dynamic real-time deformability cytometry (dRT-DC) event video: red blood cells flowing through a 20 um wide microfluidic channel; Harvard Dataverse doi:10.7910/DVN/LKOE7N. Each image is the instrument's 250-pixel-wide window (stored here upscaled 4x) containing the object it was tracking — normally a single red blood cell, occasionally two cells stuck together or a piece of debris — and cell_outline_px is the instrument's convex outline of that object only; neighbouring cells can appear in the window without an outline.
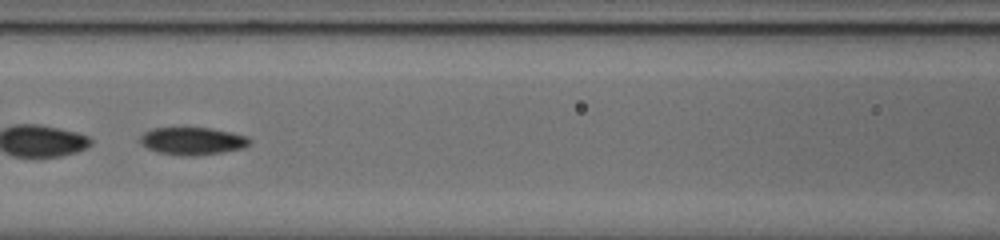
{"species": "common noctule bat (a hibernating species)", "species_latin": "Nyctalus noctula", "temperature_condition": "cold", "stored_images_in_passage": 49, "segment_of_instrument_passage": [2, 2], "camera_frame_rate_fps": 3000, "um_per_image_px": 0.085, "animal": {"sex": "male", "body_mass_g": 20.0, "forearm_length_mm": 53.3}, "frame": {"image": 1, "passage_image": 21, "time_ms": 6.667, "image_size_px": [1000, 240], "cell_outline_px": [[252, 140], [244, 148], [196, 156], [180, 156], [156, 152], [140, 144], [140, 136], [144, 132], [152, 128], [212, 128], [232, 132], [248, 136]], "centroid_in_image_um": [16.35, 11.99], "position_along_channel_um": 150.2, "area_um2": 17.74}}
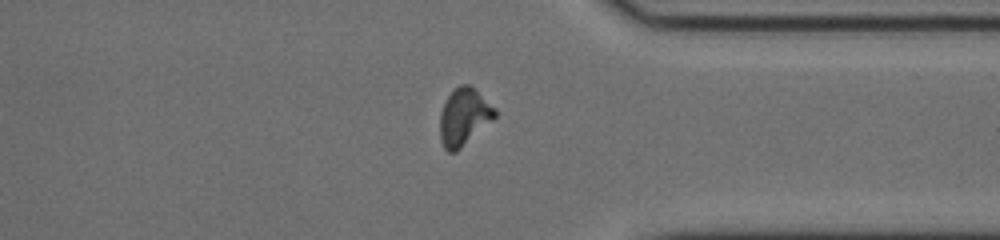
{"frame": {"image": 2, "passage_image": 36, "time_ms": 11.667, "image_size_px": [1000, 240], "cell_outline_px": [[496, 116], [492, 120], [456, 152], [448, 152], [444, 148], [440, 140], [440, 112], [448, 96], [460, 84], [468, 84], [496, 108]], "centroid_in_image_um": [39.42, 9.95], "position_along_channel_um": 372.0, "area_um2": 17.98}}
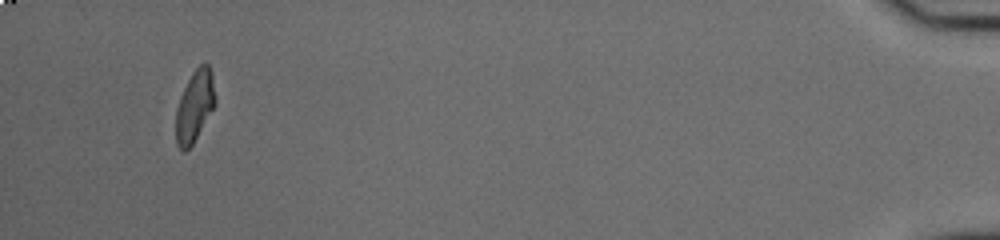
{"frame": {"image": 3, "passage_image": 46, "time_ms": 15.0, "image_size_px": [1000, 240], "cell_outline_px": [[216, 104], [192, 144], [184, 152], [176, 144], [176, 108], [180, 96], [192, 72], [204, 60], [208, 64], [212, 72], [216, 96]], "centroid_in_image_um": [16.56, 8.97], "position_along_channel_um": 418.6, "area_um2": 16.47}}